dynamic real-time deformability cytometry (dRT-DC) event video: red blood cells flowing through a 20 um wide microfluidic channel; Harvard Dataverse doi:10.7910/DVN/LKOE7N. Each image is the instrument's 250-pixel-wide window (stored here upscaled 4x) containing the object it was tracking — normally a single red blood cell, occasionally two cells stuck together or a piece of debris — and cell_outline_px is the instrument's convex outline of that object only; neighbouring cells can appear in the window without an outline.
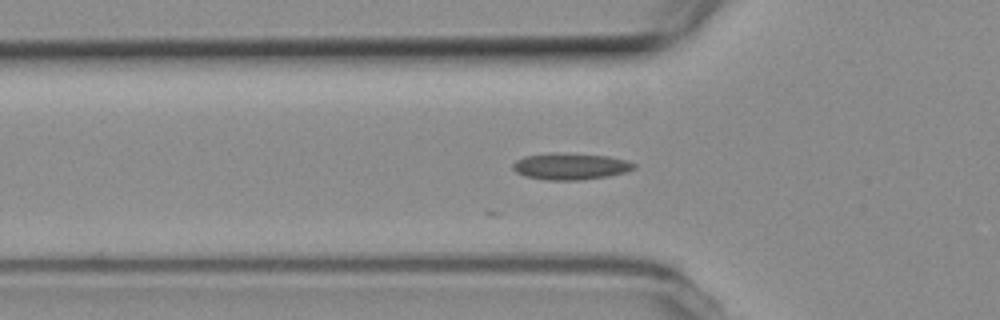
{"species": "common noctule bat (a hibernating species)", "species_latin": "Nyctalus noctula", "temperature_condition": "room temperature", "stored_images_in_passage": 17, "camera_frame_rate_fps": 3000, "um_per_image_px": 0.085, "animal": {"sex": "female", "body_mass_g": 19.3, "forearm_length_mm": 54.1}, "frame": {"image": 1, "passage_image": 2, "time_ms": 0.333, "image_size_px": [1000, 320], "cell_outline_px": [[636, 168], [628, 172], [608, 176], [580, 180], [548, 180], [524, 176], [516, 172], [512, 168], [512, 164], [516, 160], [524, 156], [548, 152], [564, 152], [608, 156], [628, 160], [636, 164]], "centroid_in_image_um": [48.5, 14.12], "position_along_channel_um": 77.3, "area_um2": 19.19}}
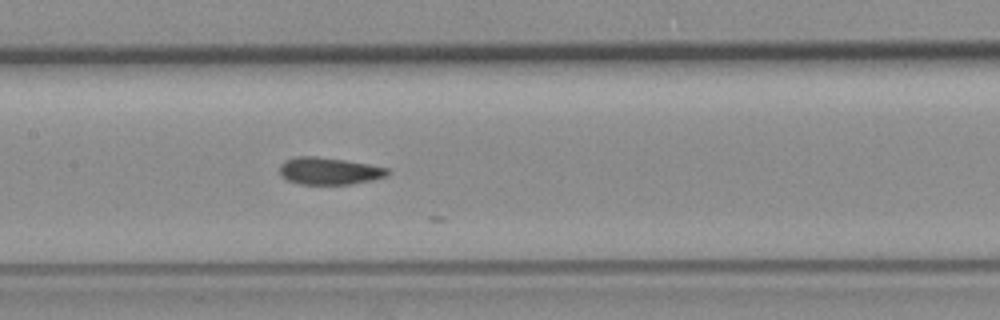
{"frame": {"image": 2, "passage_image": 10, "time_ms": 3.0, "image_size_px": [1000, 320], "cell_outline_px": [[392, 172], [388, 176], [372, 180], [352, 184], [300, 184], [288, 180], [280, 176], [280, 164], [284, 160], [296, 156], [316, 156], [344, 160], [368, 164], [388, 168]], "centroid_in_image_um": [27.98, 14.53], "position_along_channel_um": 179.4, "area_um2": 17.22}}
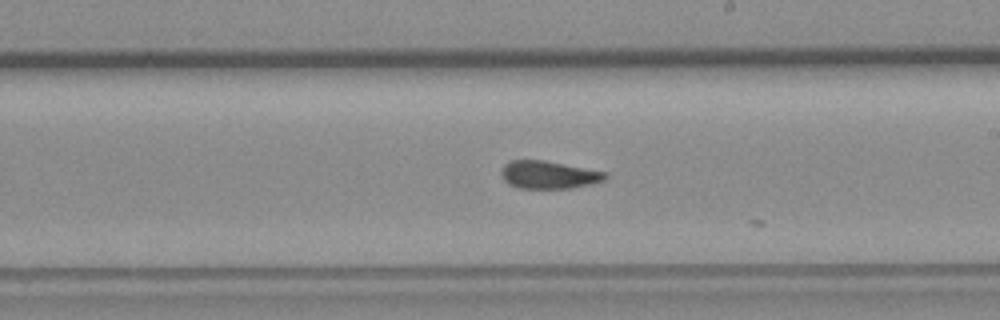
{"frame": {"image": 3, "passage_image": 15, "time_ms": 4.667, "image_size_px": [1000, 320], "cell_outline_px": [[608, 176], [604, 180], [572, 188], [520, 188], [508, 184], [504, 180], [500, 172], [504, 164], [512, 160], [544, 160], [604, 172]], "centroid_in_image_um": [46.58, 14.85], "position_along_channel_um": 242.4, "area_um2": 16.59}}